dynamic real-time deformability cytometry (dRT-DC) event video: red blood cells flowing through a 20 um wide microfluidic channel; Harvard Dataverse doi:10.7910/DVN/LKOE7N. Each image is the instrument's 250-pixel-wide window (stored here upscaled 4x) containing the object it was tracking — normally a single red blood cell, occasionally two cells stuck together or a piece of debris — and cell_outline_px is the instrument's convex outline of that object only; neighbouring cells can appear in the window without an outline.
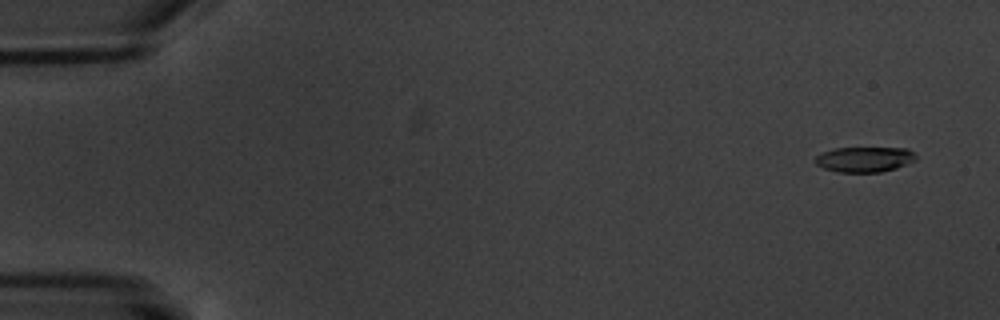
{"species": "common noctule bat (a hibernating species)", "species_latin": "Nyctalus noctula", "temperature_condition": "warm", "stored_images_in_passage": 7, "camera_frame_rate_fps": 3000, "um_per_image_px": 0.085, "animal": {"sex": "male", "body_mass_g": 20.1, "forearm_length_mm": 53.5}, "frame": {"image": 1, "passage_image": 1, "time_ms": 0.0, "image_size_px": [1000, 320], "cell_outline_px": [[916, 160], [908, 164], [896, 168], [880, 172], [836, 172], [824, 168], [816, 164], [816, 156], [820, 152], [836, 148], [908, 148], [916, 156]], "centroid_in_image_um": [73.48, 13.54], "position_along_channel_um": 11.5, "area_um2": 14.85}}
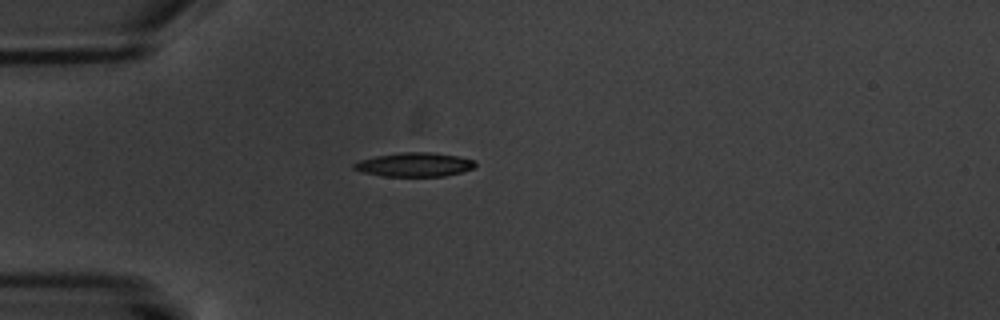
{"frame": {"image": 2, "passage_image": 5, "time_ms": 4.667, "image_size_px": [1000, 320], "cell_outline_px": [[476, 164], [472, 168], [460, 172], [444, 176], [384, 176], [364, 172], [352, 168], [352, 164], [360, 160], [376, 156], [400, 152], [432, 152], [456, 156], [476, 160]], "centroid_in_image_um": [35.22, 13.98], "position_along_channel_um": 49.8, "area_um2": 16.82}}